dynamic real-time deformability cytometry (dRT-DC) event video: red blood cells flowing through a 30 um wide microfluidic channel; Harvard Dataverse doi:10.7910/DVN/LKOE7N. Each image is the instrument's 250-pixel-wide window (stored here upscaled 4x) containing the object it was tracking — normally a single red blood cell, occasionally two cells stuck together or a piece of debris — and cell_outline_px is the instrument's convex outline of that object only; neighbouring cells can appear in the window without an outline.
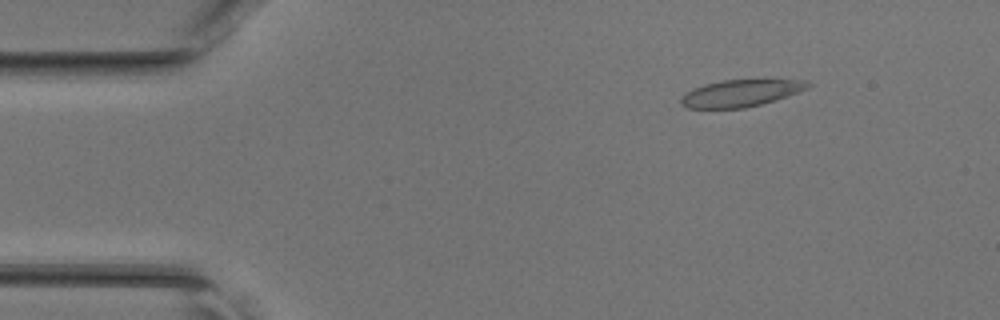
{"species": "common noctule bat (a hibernating species)", "species_latin": "Nyctalus noctula", "temperature_condition": "room temperature", "stored_images_in_passage": 46, "camera_frame_rate_fps": 3000, "um_per_image_px": 0.085, "animal": {"sex": "female", "body_mass_g": 17.0, "forearm_length_mm": 48.0}, "frame": {"image": 1, "passage_image": 6, "time_ms": 1.667, "image_size_px": [1000, 320], "cell_outline_px": [[812, 84], [808, 88], [760, 104], [744, 108], [688, 108], [680, 104], [680, 100], [688, 92], [704, 84], [720, 80], [808, 80]], "centroid_in_image_um": [62.95, 7.91], "position_along_channel_um": 22.1, "area_um2": 19.42}}
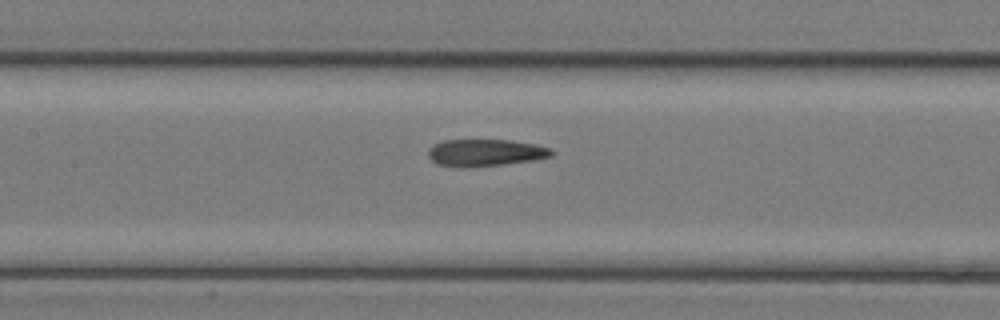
{"frame": {"image": 2, "passage_image": 21, "time_ms": 6.667, "image_size_px": [1000, 320], "cell_outline_px": [[556, 152], [552, 156], [532, 160], [500, 164], [464, 168], [436, 164], [428, 156], [428, 148], [432, 144], [444, 140], [512, 140], [536, 144], [552, 148]], "centroid_in_image_um": [41.25, 12.97], "position_along_channel_um": 166.2, "area_um2": 19.59}}
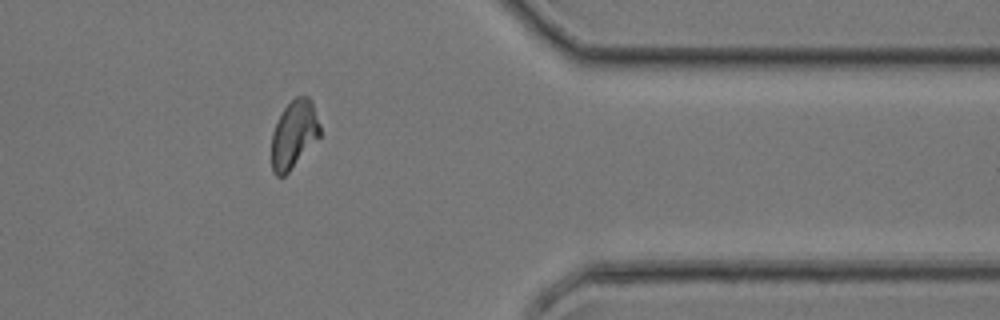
{"frame": {"image": 3, "passage_image": 37, "time_ms": 12.0, "image_size_px": [1000, 320], "cell_outline_px": [[320, 136], [288, 172], [284, 176], [276, 176], [272, 172], [272, 132], [284, 108], [296, 96], [308, 96], [312, 100], [320, 124]], "centroid_in_image_um": [24.99, 11.41], "position_along_channel_um": 386.4, "area_um2": 18.96}}